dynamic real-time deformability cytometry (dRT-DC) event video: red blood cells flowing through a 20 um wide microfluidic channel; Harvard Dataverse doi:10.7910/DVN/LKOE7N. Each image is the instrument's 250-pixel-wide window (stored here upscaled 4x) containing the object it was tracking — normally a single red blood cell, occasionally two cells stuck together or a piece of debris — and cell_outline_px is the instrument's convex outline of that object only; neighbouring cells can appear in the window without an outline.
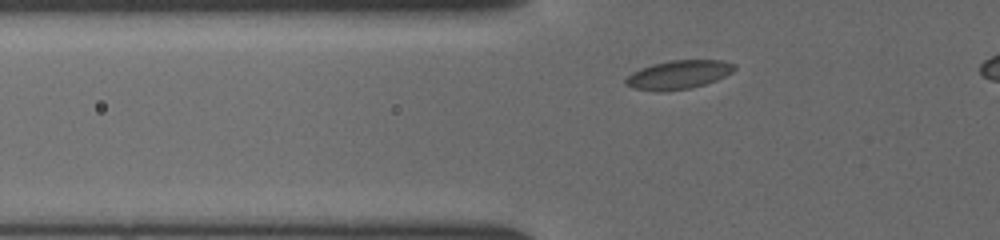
{"species": "common noctule bat (a hibernating species)", "species_latin": "Nyctalus noctula", "temperature_condition": "cold", "stored_images_in_passage": 33, "camera_frame_rate_fps": 3000, "um_per_image_px": 0.085, "animal": {"sex": "female", "body_mass_g": 19.5, "forearm_length_mm": 54.1}, "frame": {"image": 1, "passage_image": 3, "time_ms": 0.667, "image_size_px": [1000, 240], "cell_outline_px": [[736, 68], [732, 72], [716, 80], [704, 84], [688, 88], [660, 92], [632, 88], [624, 84], [624, 80], [632, 72], [640, 68], [652, 64], [668, 60], [724, 60], [736, 64]], "centroid_in_image_um": [57.65, 6.34], "position_along_channel_um": 68.2, "area_um2": 18.26}}
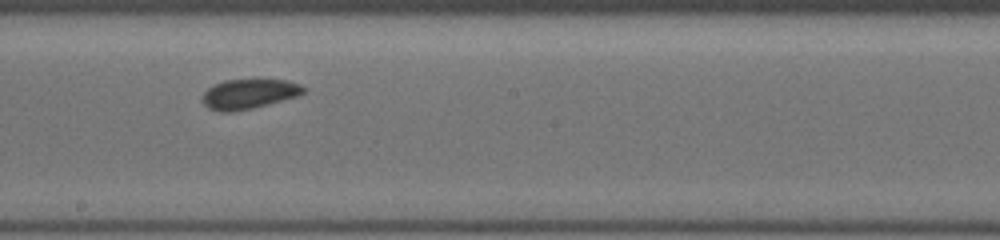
{"frame": {"image": 2, "passage_image": 15, "time_ms": 4.667, "image_size_px": [1000, 240], "cell_outline_px": [[308, 88], [304, 92], [296, 96], [268, 104], [252, 108], [232, 112], [220, 112], [208, 108], [200, 100], [200, 96], [212, 84], [224, 80], [288, 80], [300, 84]], "centroid_in_image_um": [21.11, 7.98], "position_along_channel_um": 227.1, "area_um2": 17.69}}
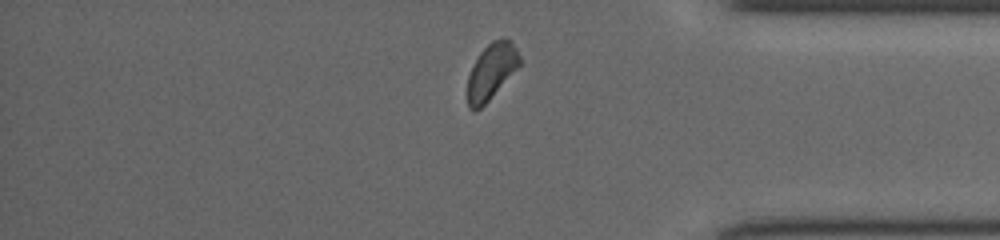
{"frame": {"image": 3, "passage_image": 28, "time_ms": 9.0, "image_size_px": [1000, 240], "cell_outline_px": [[520, 64], [488, 100], [480, 108], [472, 112], [468, 108], [468, 76], [480, 52], [492, 40], [512, 40], [520, 56]], "centroid_in_image_um": [41.75, 6.07], "position_along_channel_um": 393.4, "area_um2": 16.42}}